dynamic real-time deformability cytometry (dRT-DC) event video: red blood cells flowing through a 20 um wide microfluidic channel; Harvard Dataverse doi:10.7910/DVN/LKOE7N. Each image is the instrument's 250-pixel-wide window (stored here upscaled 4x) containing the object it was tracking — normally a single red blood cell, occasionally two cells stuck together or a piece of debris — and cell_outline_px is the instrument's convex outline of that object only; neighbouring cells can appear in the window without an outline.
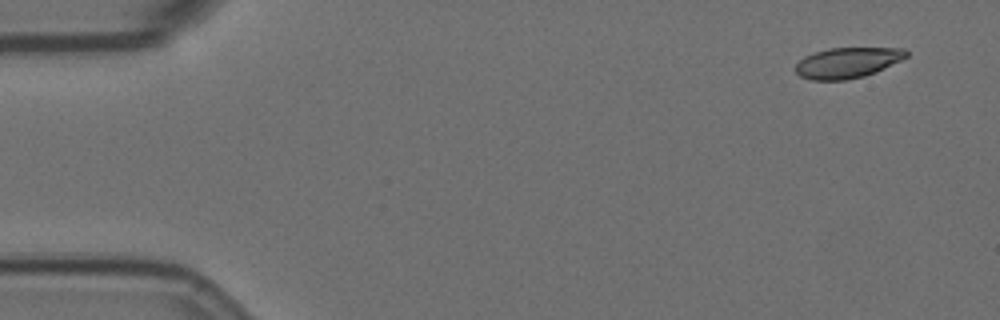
{"species": "Egyptian fruit bat (a non-hibernating species)", "species_latin": "Rousettus aegyptiacus", "temperature_condition": "room temperature", "stored_images_in_passage": 4, "camera_frame_rate_fps": 3000, "um_per_image_px": 0.085, "animal": {"sex": "female"}, "frame": {"image": 1, "passage_image": 1, "time_ms": 0.0, "image_size_px": [1000, 320], "cell_outline_px": [[908, 56], [876, 72], [864, 76], [844, 80], [812, 80], [800, 76], [796, 72], [796, 64], [804, 56], [828, 48], [904, 48], [908, 52]], "centroid_in_image_um": [72.03, 5.33], "position_along_channel_um": 13.0, "area_um2": 19.59}}
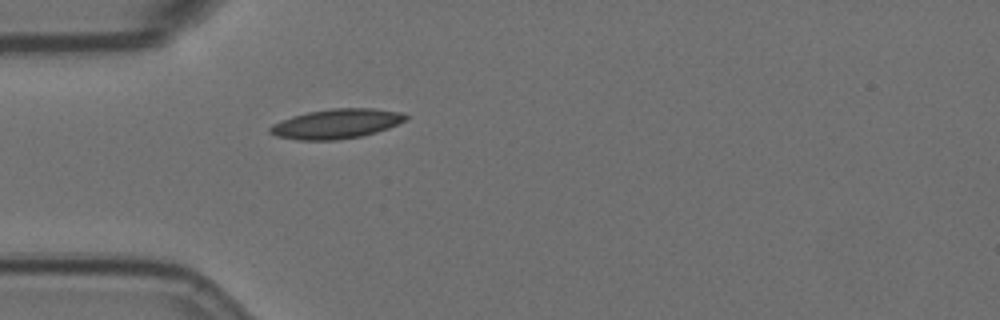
{"frame": {"image": 2, "passage_image": 4, "time_ms": 4.333, "image_size_px": [1000, 320], "cell_outline_px": [[408, 120], [388, 128], [376, 132], [360, 136], [336, 140], [296, 140], [276, 136], [268, 132], [268, 128], [272, 124], [292, 116], [308, 112], [332, 108], [372, 108], [400, 112], [408, 116]], "centroid_in_image_um": [28.58, 10.52], "position_along_channel_um": 56.4, "area_um2": 23.47}}